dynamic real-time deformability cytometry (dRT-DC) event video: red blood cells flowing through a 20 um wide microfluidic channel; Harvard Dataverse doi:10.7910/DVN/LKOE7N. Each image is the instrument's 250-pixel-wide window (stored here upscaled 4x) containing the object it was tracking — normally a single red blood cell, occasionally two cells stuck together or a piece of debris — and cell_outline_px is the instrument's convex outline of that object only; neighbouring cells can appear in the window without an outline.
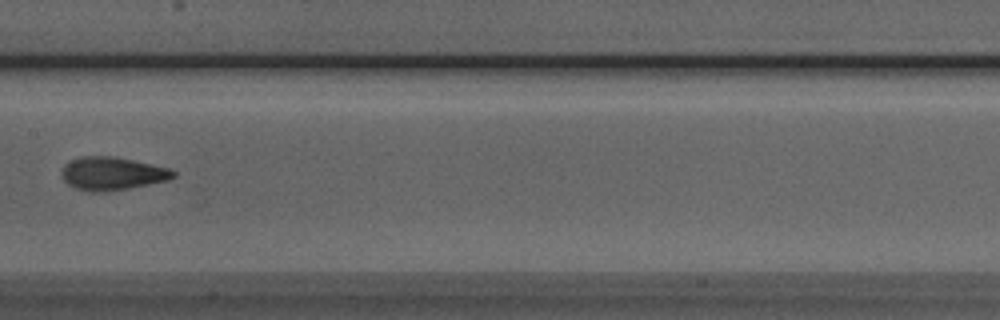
{"species": "Egyptian fruit bat (a non-hibernating species)", "species_latin": "Rousettus aegyptiacus", "temperature_condition": "room temperature", "stored_images_in_passage": 8, "camera_frame_rate_fps": 3000, "um_per_image_px": 0.085, "animal": {"sex": "male"}, "frame": {"image": 1, "passage_image": 7, "time_ms": 8.0, "image_size_px": [1000, 320], "cell_outline_px": [[176, 176], [168, 180], [128, 188], [96, 192], [92, 192], [76, 188], [68, 184], [60, 176], [60, 172], [64, 164], [68, 160], [80, 156], [112, 156], [152, 164], [168, 168], [176, 172]], "centroid_in_image_um": [9.48, 14.73], "position_along_channel_um": 197.9, "area_um2": 21.5}}
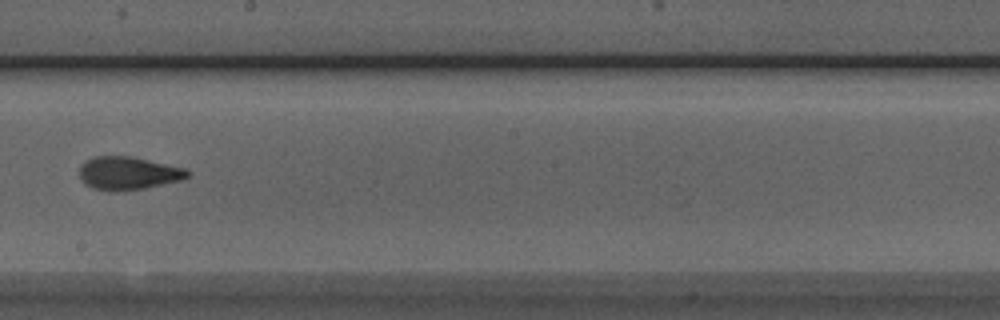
{"frame": {"image": 2, "passage_image": 8, "time_ms": 9.0, "image_size_px": [1000, 320], "cell_outline_px": [[192, 172], [184, 180], [144, 188], [116, 192], [108, 192], [92, 188], [84, 184], [80, 180], [80, 164], [84, 160], [92, 156], [132, 156], [184, 168]], "centroid_in_image_um": [10.86, 14.73], "position_along_channel_um": 237.3, "area_um2": 21.27}}